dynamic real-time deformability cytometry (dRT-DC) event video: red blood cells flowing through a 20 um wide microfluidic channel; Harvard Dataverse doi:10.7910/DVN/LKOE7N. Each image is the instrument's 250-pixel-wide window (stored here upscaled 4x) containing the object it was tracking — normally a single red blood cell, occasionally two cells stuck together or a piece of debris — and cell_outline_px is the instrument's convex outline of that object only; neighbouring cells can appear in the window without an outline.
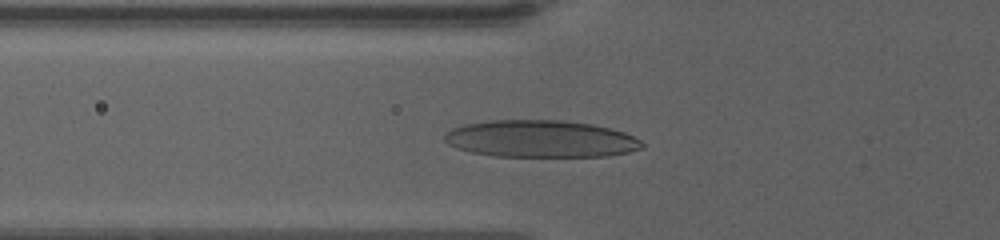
{"species": "human", "species_latin": "Homo sapiens", "temperature_condition": "warm", "stored_images_in_passage": 74, "camera_frame_rate_fps": 3000, "um_per_image_px": 0.085, "donor": {"sex": "female"}, "frame": {"image": 1, "passage_image": 31, "time_ms": 7.667, "image_size_px": [1000, 240], "cell_outline_px": [[644, 148], [628, 152], [608, 156], [492, 156], [472, 152], [456, 148], [448, 144], [444, 140], [444, 136], [452, 128], [464, 124], [492, 120], [560, 120], [592, 124], [624, 132], [640, 140], [644, 144]], "centroid_in_image_um": [45.95, 11.8], "position_along_channel_um": 79.8, "area_um2": 42.66}}
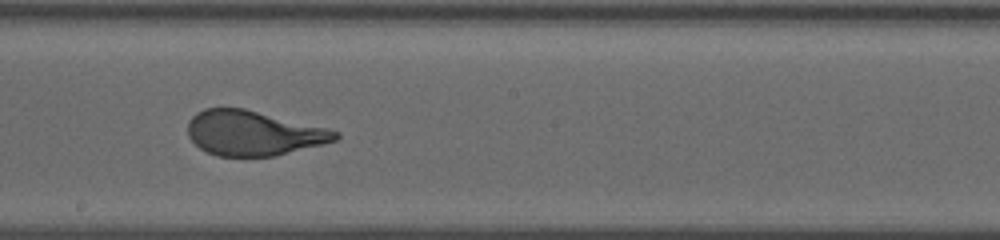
{"frame": {"image": 2, "passage_image": 50, "time_ms": 12.0, "image_size_px": [1000, 240], "cell_outline_px": [[340, 136], [336, 140], [276, 156], [216, 156], [200, 148], [188, 136], [188, 120], [196, 112], [204, 108], [244, 108], [328, 128], [340, 132]], "centroid_in_image_um": [21.52, 11.31], "position_along_channel_um": 226.7, "area_um2": 38.49}}
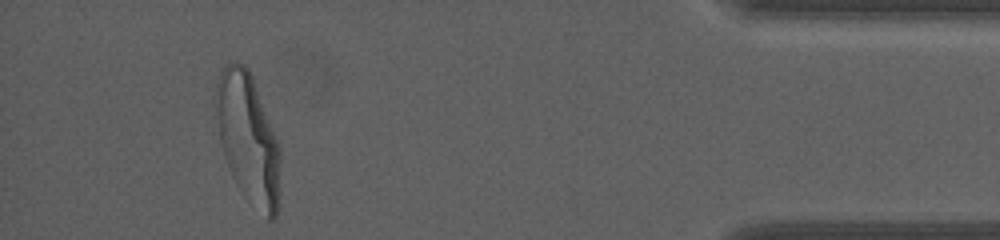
{"frame": {"image": 3, "passage_image": 70, "time_ms": 19.0, "image_size_px": [1000, 240], "cell_outline_px": [[280, 204], [276, 216], [272, 220], [268, 220], [236, 184], [232, 176], [224, 156], [220, 140], [212, 100], [212, 96], [220, 68], [224, 64], [232, 60], [244, 64], [248, 68], [252, 76], [276, 136], [280, 148]], "centroid_in_image_um": [21.06, 11.69], "position_along_channel_um": 414.1, "area_um2": 49.36}, "authors_computed_cell_mechanics": {"area_um2": 40.0554, "velocity_mm_per_s": 3.3816, "shape_relaxation_time_tau1_ms": 4.8785, "shape_relaxation_time_tau2_ms": null, "deformation_change_tau1": 0.2356, "deformation_change_tau2": null}}